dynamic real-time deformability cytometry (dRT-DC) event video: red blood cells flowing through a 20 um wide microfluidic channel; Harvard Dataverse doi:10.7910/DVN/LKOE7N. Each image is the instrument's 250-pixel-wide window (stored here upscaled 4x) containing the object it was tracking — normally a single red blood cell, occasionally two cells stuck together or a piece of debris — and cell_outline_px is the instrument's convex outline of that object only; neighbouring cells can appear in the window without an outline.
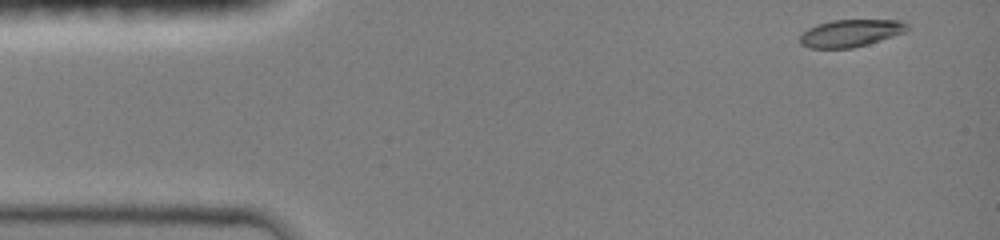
{"species": "common noctule bat (a hibernating species)", "species_latin": "Nyctalus noctula", "temperature_condition": "room temperature", "stored_images_in_passage": 10, "camera_frame_rate_fps": 3000, "um_per_image_px": 0.085, "animal": {"sex": "female", "body_mass_g": 19.0, "forearm_length_mm": 51.5}, "frame": {"image": 1, "passage_image": 1, "time_ms": 0.0, "image_size_px": [1000, 240], "cell_outline_px": [[908, 28], [904, 32], [868, 44], [852, 48], [808, 48], [800, 44], [800, 36], [808, 28], [816, 24], [832, 20], [904, 20], [908, 24]], "centroid_in_image_um": [72.28, 2.81], "position_along_channel_um": 12.7, "area_um2": 17.05}}
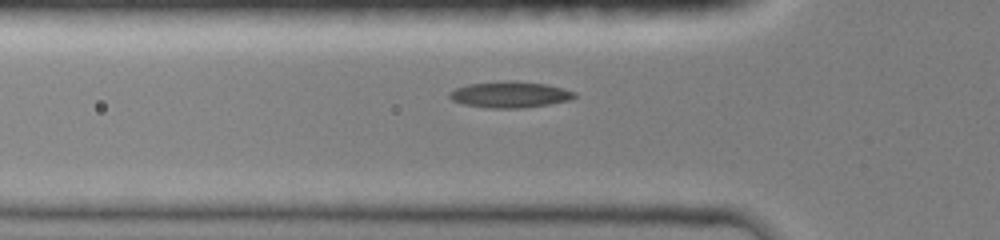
{"frame": {"image": 2, "passage_image": 6, "time_ms": 4.0, "image_size_px": [1000, 240], "cell_outline_px": [[576, 96], [568, 100], [548, 104], [520, 108], [492, 108], [464, 104], [452, 100], [448, 96], [448, 92], [456, 88], [468, 84], [500, 80], [516, 80], [544, 84], [576, 92]], "centroid_in_image_um": [43.29, 8.02], "position_along_channel_um": 82.5, "area_um2": 19.02}}
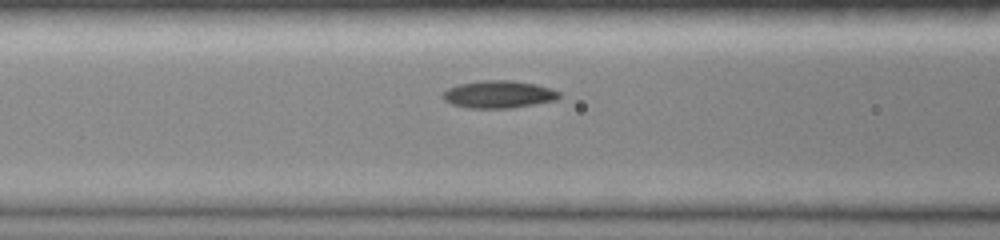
{"frame": {"image": 3, "passage_image": 9, "time_ms": 5.0, "image_size_px": [1000, 240], "cell_outline_px": [[560, 96], [556, 100], [508, 108], [468, 108], [452, 104], [444, 100], [440, 96], [448, 88], [460, 84], [480, 80], [512, 80], [536, 84], [552, 88], [560, 92]], "centroid_in_image_um": [42.37, 8.01], "position_along_channel_um": 124.2, "area_um2": 18.61}}